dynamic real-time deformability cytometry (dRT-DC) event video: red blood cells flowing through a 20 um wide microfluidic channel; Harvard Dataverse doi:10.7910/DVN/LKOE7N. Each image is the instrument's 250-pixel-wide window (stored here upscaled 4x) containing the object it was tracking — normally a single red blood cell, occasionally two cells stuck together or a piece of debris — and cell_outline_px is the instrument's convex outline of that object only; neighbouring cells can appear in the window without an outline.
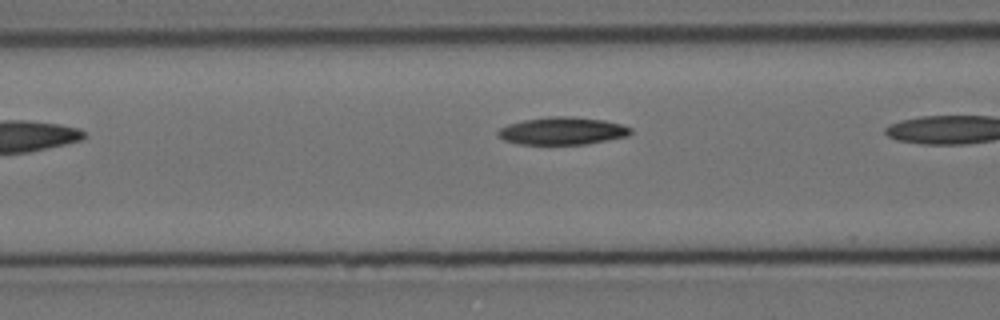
{"species": "Egyptian fruit bat (a non-hibernating species)", "species_latin": "Rousettus aegyptiacus", "temperature_condition": "cold", "stored_images_in_passage": 24, "camera_frame_rate_fps": 3000, "um_per_image_px": 0.085, "animal": {"sex": "female"}, "frame": {"image": 1, "passage_image": 5, "time_ms": 1.333, "image_size_px": [1000, 320], "cell_outline_px": [[632, 132], [628, 136], [588, 144], [520, 144], [504, 140], [496, 136], [496, 132], [500, 128], [508, 124], [524, 120], [548, 116], [572, 116], [604, 120], [620, 124], [632, 128]], "centroid_in_image_um": [47.79, 11.12], "position_along_channel_um": 118.8, "area_um2": 21.44}}
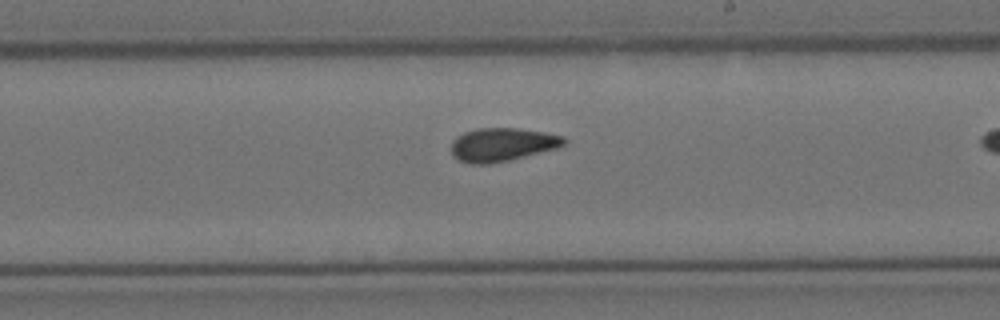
{"frame": {"image": 2, "passage_image": 12, "time_ms": 3.667, "image_size_px": [1000, 320], "cell_outline_px": [[568, 140], [560, 148], [508, 160], [488, 164], [468, 164], [460, 160], [452, 152], [452, 140], [456, 136], [464, 132], [476, 128], [520, 128], [544, 132], [564, 136]], "centroid_in_image_um": [42.72, 12.28], "position_along_channel_um": 246.3, "area_um2": 22.08}}
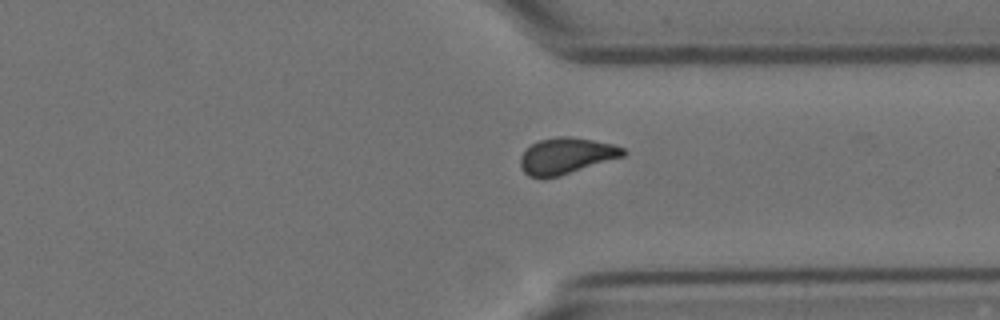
{"frame": {"image": 3, "passage_image": 22, "time_ms": 7.0, "image_size_px": [1000, 320], "cell_outline_px": [[628, 152], [624, 156], [560, 176], [544, 180], [528, 176], [520, 168], [520, 156], [532, 144], [540, 140], [556, 136], [568, 136], [592, 140], [612, 144], [624, 148]], "centroid_in_image_um": [48.1, 13.27], "position_along_channel_um": 363.3, "area_um2": 21.91}}